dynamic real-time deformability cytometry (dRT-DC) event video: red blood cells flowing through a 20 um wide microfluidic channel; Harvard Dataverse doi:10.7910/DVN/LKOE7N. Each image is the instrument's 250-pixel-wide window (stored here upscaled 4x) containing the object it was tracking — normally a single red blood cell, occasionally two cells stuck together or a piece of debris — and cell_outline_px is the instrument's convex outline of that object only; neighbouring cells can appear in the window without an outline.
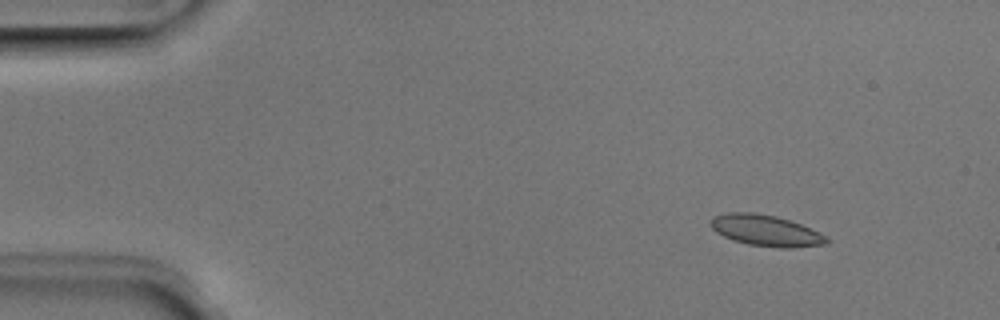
{"species": "Egyptian fruit bat (a non-hibernating species)", "species_latin": "Rousettus aegyptiacus", "temperature_condition": "room temperature", "stored_images_in_passage": 6, "camera_frame_rate_fps": 3000, "um_per_image_px": 0.085, "animal": {"sex": "male"}, "frame": {"image": 1, "passage_image": 2, "time_ms": 0.333, "image_size_px": [1000, 320], "cell_outline_px": [[832, 240], [828, 244], [792, 248], [780, 248], [748, 244], [732, 240], [716, 232], [712, 228], [708, 220], [712, 216], [728, 212], [752, 212], [776, 216], [800, 224], [820, 232], [828, 236]], "centroid_in_image_um": [65.11, 19.6], "position_along_channel_um": 19.9, "area_um2": 21.33}}
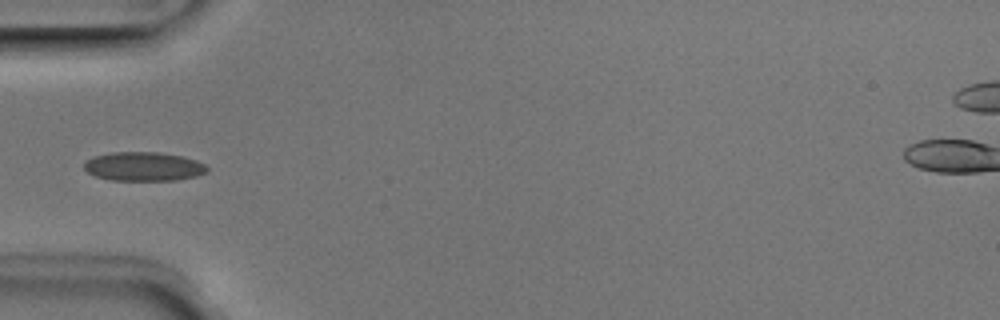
{"frame": {"image": 2, "passage_image": 5, "time_ms": 1.333, "image_size_px": [1000, 320], "cell_outline_px": [[208, 172], [196, 176], [176, 180], [112, 180], [96, 176], [88, 172], [84, 168], [84, 164], [88, 160], [96, 156], [112, 152], [160, 152], [184, 156], [196, 160], [204, 164], [208, 168]], "centroid_in_image_um": [12.25, 14.15], "position_along_channel_um": 72.7, "area_um2": 20.69}}